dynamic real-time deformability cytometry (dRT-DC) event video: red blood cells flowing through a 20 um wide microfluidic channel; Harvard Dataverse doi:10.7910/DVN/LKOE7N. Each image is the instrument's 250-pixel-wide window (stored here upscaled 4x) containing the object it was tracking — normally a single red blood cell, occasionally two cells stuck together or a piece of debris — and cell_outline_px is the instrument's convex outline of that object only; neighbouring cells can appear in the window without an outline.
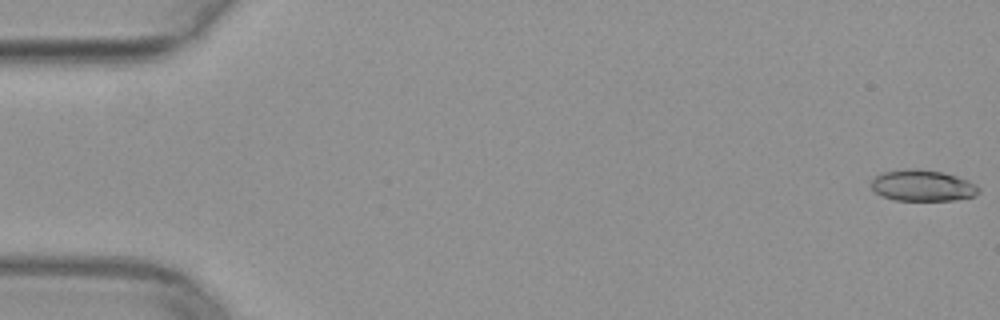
{"species": "common noctule bat (a hibernating species)", "species_latin": "Nyctalus noctula", "temperature_condition": "warm", "stored_images_in_passage": 46, "camera_frame_rate_fps": 3000, "um_per_image_px": 0.085, "animal": {"sex": "female", "body_mass_g": 29.2, "forearm_length_mm": 56.3}, "frame": {"image": 1, "passage_image": 1, "time_ms": 0.0, "image_size_px": [1000, 320], "cell_outline_px": [[980, 192], [972, 196], [952, 200], [892, 200], [880, 196], [872, 188], [872, 180], [880, 172], [904, 168], [916, 168], [944, 172], [968, 180], [980, 188]], "centroid_in_image_um": [78.38, 15.76], "position_along_channel_um": 6.6, "area_um2": 19.71}}
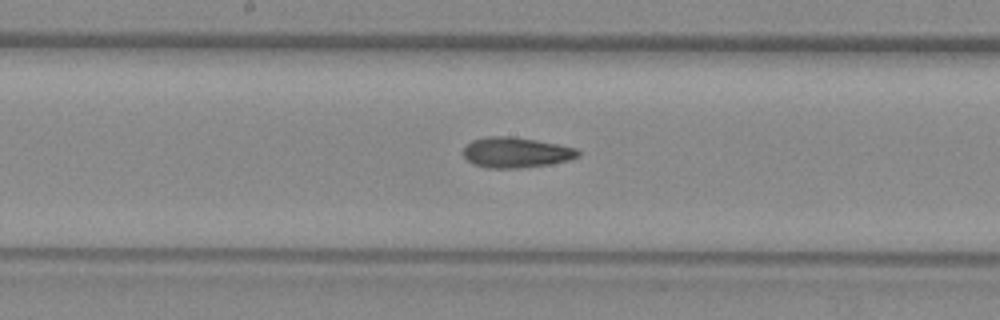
{"frame": {"image": 2, "passage_image": 27, "time_ms": 8.667, "image_size_px": [1000, 320], "cell_outline_px": [[580, 156], [568, 160], [548, 164], [520, 168], [488, 168], [472, 164], [464, 156], [464, 148], [472, 140], [488, 136], [512, 136], [536, 140], [576, 148], [580, 152]], "centroid_in_image_um": [43.85, 12.96], "position_along_channel_um": 204.4, "area_um2": 20.23}}
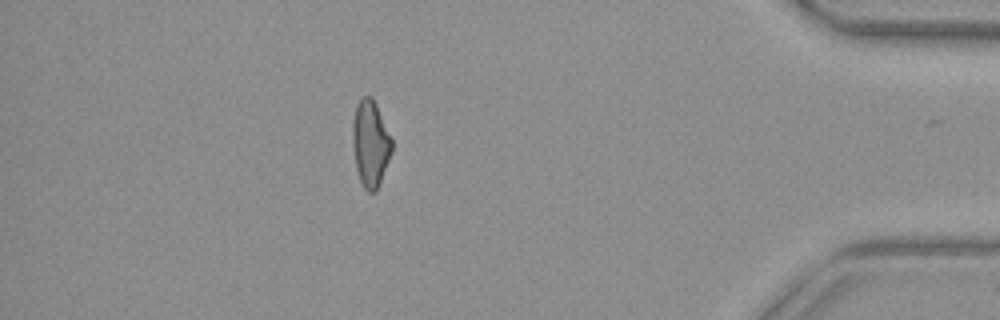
{"frame": {"image": 3, "passage_image": 45, "time_ms": 14.667, "image_size_px": [1000, 320], "cell_outline_px": [[392, 152], [376, 192], [368, 192], [364, 188], [356, 172], [352, 140], [352, 124], [356, 104], [364, 96], [372, 96], [376, 104], [392, 140]], "centroid_in_image_um": [31.47, 12.21], "position_along_channel_um": 403.7, "area_um2": 19.77}}